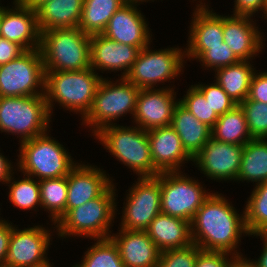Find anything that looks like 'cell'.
Masks as SVG:
<instances>
[{"mask_svg":"<svg viewBox=\"0 0 267 267\" xmlns=\"http://www.w3.org/2000/svg\"><path fill=\"white\" fill-rule=\"evenodd\" d=\"M151 158L160 172L179 171L184 161H193L171 125L147 131Z\"/></svg>","mask_w":267,"mask_h":267,"instance_id":"cell-20","label":"cell"},{"mask_svg":"<svg viewBox=\"0 0 267 267\" xmlns=\"http://www.w3.org/2000/svg\"><path fill=\"white\" fill-rule=\"evenodd\" d=\"M236 180L257 182V185L267 181L266 139H251L244 145Z\"/></svg>","mask_w":267,"mask_h":267,"instance_id":"cell-28","label":"cell"},{"mask_svg":"<svg viewBox=\"0 0 267 267\" xmlns=\"http://www.w3.org/2000/svg\"><path fill=\"white\" fill-rule=\"evenodd\" d=\"M26 176L17 181H12L10 178L7 182L10 184L8 185L10 187L9 200L14 206L24 210L36 208L38 205L41 207L39 181H35L31 176Z\"/></svg>","mask_w":267,"mask_h":267,"instance_id":"cell-34","label":"cell"},{"mask_svg":"<svg viewBox=\"0 0 267 267\" xmlns=\"http://www.w3.org/2000/svg\"><path fill=\"white\" fill-rule=\"evenodd\" d=\"M25 51L21 45L0 36V65L14 60Z\"/></svg>","mask_w":267,"mask_h":267,"instance_id":"cell-43","label":"cell"},{"mask_svg":"<svg viewBox=\"0 0 267 267\" xmlns=\"http://www.w3.org/2000/svg\"><path fill=\"white\" fill-rule=\"evenodd\" d=\"M115 190L112 184L101 196L71 209L56 225L58 236L83 235L96 240L110 238L109 228L117 210Z\"/></svg>","mask_w":267,"mask_h":267,"instance_id":"cell-5","label":"cell"},{"mask_svg":"<svg viewBox=\"0 0 267 267\" xmlns=\"http://www.w3.org/2000/svg\"><path fill=\"white\" fill-rule=\"evenodd\" d=\"M39 85V86H38ZM36 87H41L40 91ZM45 68L39 48L0 65V97L44 95Z\"/></svg>","mask_w":267,"mask_h":267,"instance_id":"cell-9","label":"cell"},{"mask_svg":"<svg viewBox=\"0 0 267 267\" xmlns=\"http://www.w3.org/2000/svg\"><path fill=\"white\" fill-rule=\"evenodd\" d=\"M137 4H123L110 18L102 33L109 39L135 46L140 50L150 44V33L146 19L137 9Z\"/></svg>","mask_w":267,"mask_h":267,"instance_id":"cell-16","label":"cell"},{"mask_svg":"<svg viewBox=\"0 0 267 267\" xmlns=\"http://www.w3.org/2000/svg\"><path fill=\"white\" fill-rule=\"evenodd\" d=\"M180 172L159 173L161 212L191 223L197 210L211 193L206 192L199 182Z\"/></svg>","mask_w":267,"mask_h":267,"instance_id":"cell-10","label":"cell"},{"mask_svg":"<svg viewBox=\"0 0 267 267\" xmlns=\"http://www.w3.org/2000/svg\"><path fill=\"white\" fill-rule=\"evenodd\" d=\"M18 166L24 176L39 180L67 176L76 166L71 156L58 141L47 133L21 143Z\"/></svg>","mask_w":267,"mask_h":267,"instance_id":"cell-7","label":"cell"},{"mask_svg":"<svg viewBox=\"0 0 267 267\" xmlns=\"http://www.w3.org/2000/svg\"><path fill=\"white\" fill-rule=\"evenodd\" d=\"M248 16H223L224 42L239 60H249L261 51L262 35Z\"/></svg>","mask_w":267,"mask_h":267,"instance_id":"cell-23","label":"cell"},{"mask_svg":"<svg viewBox=\"0 0 267 267\" xmlns=\"http://www.w3.org/2000/svg\"><path fill=\"white\" fill-rule=\"evenodd\" d=\"M68 191L65 215L73 208L101 196L112 181L100 168L78 163L67 175Z\"/></svg>","mask_w":267,"mask_h":267,"instance_id":"cell-17","label":"cell"},{"mask_svg":"<svg viewBox=\"0 0 267 267\" xmlns=\"http://www.w3.org/2000/svg\"><path fill=\"white\" fill-rule=\"evenodd\" d=\"M195 87L204 95L212 110L218 115L233 109L236 104L218 83L211 85H195Z\"/></svg>","mask_w":267,"mask_h":267,"instance_id":"cell-39","label":"cell"},{"mask_svg":"<svg viewBox=\"0 0 267 267\" xmlns=\"http://www.w3.org/2000/svg\"><path fill=\"white\" fill-rule=\"evenodd\" d=\"M197 58L203 66L210 69L226 67L240 61L224 41L220 45L207 46Z\"/></svg>","mask_w":267,"mask_h":267,"instance_id":"cell-38","label":"cell"},{"mask_svg":"<svg viewBox=\"0 0 267 267\" xmlns=\"http://www.w3.org/2000/svg\"><path fill=\"white\" fill-rule=\"evenodd\" d=\"M264 241V248L263 252H261L260 258H258V261L254 262L255 267H267V238H263Z\"/></svg>","mask_w":267,"mask_h":267,"instance_id":"cell-48","label":"cell"},{"mask_svg":"<svg viewBox=\"0 0 267 267\" xmlns=\"http://www.w3.org/2000/svg\"><path fill=\"white\" fill-rule=\"evenodd\" d=\"M211 132L213 139L230 144L245 145L253 139L240 105L220 115Z\"/></svg>","mask_w":267,"mask_h":267,"instance_id":"cell-30","label":"cell"},{"mask_svg":"<svg viewBox=\"0 0 267 267\" xmlns=\"http://www.w3.org/2000/svg\"><path fill=\"white\" fill-rule=\"evenodd\" d=\"M234 14L236 16H248L251 17L256 12L262 11L266 17L265 0H235Z\"/></svg>","mask_w":267,"mask_h":267,"instance_id":"cell-42","label":"cell"},{"mask_svg":"<svg viewBox=\"0 0 267 267\" xmlns=\"http://www.w3.org/2000/svg\"><path fill=\"white\" fill-rule=\"evenodd\" d=\"M40 51L45 71H79L90 66V39L81 29L40 32Z\"/></svg>","mask_w":267,"mask_h":267,"instance_id":"cell-3","label":"cell"},{"mask_svg":"<svg viewBox=\"0 0 267 267\" xmlns=\"http://www.w3.org/2000/svg\"><path fill=\"white\" fill-rule=\"evenodd\" d=\"M42 267H52V265H50V263L46 264L45 266Z\"/></svg>","mask_w":267,"mask_h":267,"instance_id":"cell-53","label":"cell"},{"mask_svg":"<svg viewBox=\"0 0 267 267\" xmlns=\"http://www.w3.org/2000/svg\"><path fill=\"white\" fill-rule=\"evenodd\" d=\"M160 252L190 246V222L160 212L145 230Z\"/></svg>","mask_w":267,"mask_h":267,"instance_id":"cell-24","label":"cell"},{"mask_svg":"<svg viewBox=\"0 0 267 267\" xmlns=\"http://www.w3.org/2000/svg\"><path fill=\"white\" fill-rule=\"evenodd\" d=\"M142 48L125 78L139 89H152L159 82L174 79L182 70L185 52L181 48Z\"/></svg>","mask_w":267,"mask_h":267,"instance_id":"cell-11","label":"cell"},{"mask_svg":"<svg viewBox=\"0 0 267 267\" xmlns=\"http://www.w3.org/2000/svg\"><path fill=\"white\" fill-rule=\"evenodd\" d=\"M252 67L250 61L240 60L235 64L215 70L217 72L215 75L216 83L238 105L248 97L251 79L255 69Z\"/></svg>","mask_w":267,"mask_h":267,"instance_id":"cell-27","label":"cell"},{"mask_svg":"<svg viewBox=\"0 0 267 267\" xmlns=\"http://www.w3.org/2000/svg\"><path fill=\"white\" fill-rule=\"evenodd\" d=\"M6 7H1L0 6V26H1V16H2V11L5 9Z\"/></svg>","mask_w":267,"mask_h":267,"instance_id":"cell-51","label":"cell"},{"mask_svg":"<svg viewBox=\"0 0 267 267\" xmlns=\"http://www.w3.org/2000/svg\"><path fill=\"white\" fill-rule=\"evenodd\" d=\"M179 103L190 111L199 121L213 127L219 116L212 110L204 95L195 87L191 86L187 94Z\"/></svg>","mask_w":267,"mask_h":267,"instance_id":"cell-36","label":"cell"},{"mask_svg":"<svg viewBox=\"0 0 267 267\" xmlns=\"http://www.w3.org/2000/svg\"><path fill=\"white\" fill-rule=\"evenodd\" d=\"M83 4L84 0H49L44 3L36 10L39 31L77 28Z\"/></svg>","mask_w":267,"mask_h":267,"instance_id":"cell-25","label":"cell"},{"mask_svg":"<svg viewBox=\"0 0 267 267\" xmlns=\"http://www.w3.org/2000/svg\"><path fill=\"white\" fill-rule=\"evenodd\" d=\"M91 67L79 71H45V100L52 115L53 101L85 117L103 78ZM53 100V101H52Z\"/></svg>","mask_w":267,"mask_h":267,"instance_id":"cell-2","label":"cell"},{"mask_svg":"<svg viewBox=\"0 0 267 267\" xmlns=\"http://www.w3.org/2000/svg\"><path fill=\"white\" fill-rule=\"evenodd\" d=\"M171 126L183 144L185 151L194 158L212 137V128L199 121L190 111L178 103L174 109Z\"/></svg>","mask_w":267,"mask_h":267,"instance_id":"cell-26","label":"cell"},{"mask_svg":"<svg viewBox=\"0 0 267 267\" xmlns=\"http://www.w3.org/2000/svg\"><path fill=\"white\" fill-rule=\"evenodd\" d=\"M119 231L110 238L118 247L124 267H157L160 251L146 231Z\"/></svg>","mask_w":267,"mask_h":267,"instance_id":"cell-21","label":"cell"},{"mask_svg":"<svg viewBox=\"0 0 267 267\" xmlns=\"http://www.w3.org/2000/svg\"><path fill=\"white\" fill-rule=\"evenodd\" d=\"M175 95L173 88L140 89L134 122L145 131L171 125L174 109L179 103Z\"/></svg>","mask_w":267,"mask_h":267,"instance_id":"cell-15","label":"cell"},{"mask_svg":"<svg viewBox=\"0 0 267 267\" xmlns=\"http://www.w3.org/2000/svg\"><path fill=\"white\" fill-rule=\"evenodd\" d=\"M119 83L117 84V81L112 83L105 78L100 82L92 106L82 118L84 124L91 126L93 135L103 127L111 125L112 120H117L125 113L130 112L134 116L140 89L125 77H121Z\"/></svg>","mask_w":267,"mask_h":267,"instance_id":"cell-8","label":"cell"},{"mask_svg":"<svg viewBox=\"0 0 267 267\" xmlns=\"http://www.w3.org/2000/svg\"><path fill=\"white\" fill-rule=\"evenodd\" d=\"M220 194L211 193L197 210L191 226L192 242L203 251L232 253L239 256L236 246L242 233L248 234L245 225V211L239 216Z\"/></svg>","mask_w":267,"mask_h":267,"instance_id":"cell-1","label":"cell"},{"mask_svg":"<svg viewBox=\"0 0 267 267\" xmlns=\"http://www.w3.org/2000/svg\"><path fill=\"white\" fill-rule=\"evenodd\" d=\"M6 157L2 156V154L0 153V182H5L7 184V182L10 180V178H12L11 176V162H9L7 160Z\"/></svg>","mask_w":267,"mask_h":267,"instance_id":"cell-45","label":"cell"},{"mask_svg":"<svg viewBox=\"0 0 267 267\" xmlns=\"http://www.w3.org/2000/svg\"><path fill=\"white\" fill-rule=\"evenodd\" d=\"M104 148L109 150L125 166L142 177H155L160 172L154 167L147 131L139 126L113 125L103 127L95 134Z\"/></svg>","mask_w":267,"mask_h":267,"instance_id":"cell-4","label":"cell"},{"mask_svg":"<svg viewBox=\"0 0 267 267\" xmlns=\"http://www.w3.org/2000/svg\"><path fill=\"white\" fill-rule=\"evenodd\" d=\"M124 0H84L78 28L85 34H102Z\"/></svg>","mask_w":267,"mask_h":267,"instance_id":"cell-29","label":"cell"},{"mask_svg":"<svg viewBox=\"0 0 267 267\" xmlns=\"http://www.w3.org/2000/svg\"><path fill=\"white\" fill-rule=\"evenodd\" d=\"M144 1H147V0H124L125 3H131V4H136V3H140Z\"/></svg>","mask_w":267,"mask_h":267,"instance_id":"cell-50","label":"cell"},{"mask_svg":"<svg viewBox=\"0 0 267 267\" xmlns=\"http://www.w3.org/2000/svg\"><path fill=\"white\" fill-rule=\"evenodd\" d=\"M200 247L194 243L190 246L160 252L157 267H195Z\"/></svg>","mask_w":267,"mask_h":267,"instance_id":"cell-37","label":"cell"},{"mask_svg":"<svg viewBox=\"0 0 267 267\" xmlns=\"http://www.w3.org/2000/svg\"><path fill=\"white\" fill-rule=\"evenodd\" d=\"M41 226L18 230L12 227L6 267H42L49 263L45 254L50 245V234Z\"/></svg>","mask_w":267,"mask_h":267,"instance_id":"cell-13","label":"cell"},{"mask_svg":"<svg viewBox=\"0 0 267 267\" xmlns=\"http://www.w3.org/2000/svg\"><path fill=\"white\" fill-rule=\"evenodd\" d=\"M140 49L116 42L103 34L91 35L90 39V66L97 70L122 71L125 77L136 61Z\"/></svg>","mask_w":267,"mask_h":267,"instance_id":"cell-18","label":"cell"},{"mask_svg":"<svg viewBox=\"0 0 267 267\" xmlns=\"http://www.w3.org/2000/svg\"><path fill=\"white\" fill-rule=\"evenodd\" d=\"M260 236V238L261 237H263V238H267V224L258 232V233H256V234H254L253 236Z\"/></svg>","mask_w":267,"mask_h":267,"instance_id":"cell-49","label":"cell"},{"mask_svg":"<svg viewBox=\"0 0 267 267\" xmlns=\"http://www.w3.org/2000/svg\"><path fill=\"white\" fill-rule=\"evenodd\" d=\"M265 6H266V20H267V0H265Z\"/></svg>","mask_w":267,"mask_h":267,"instance_id":"cell-52","label":"cell"},{"mask_svg":"<svg viewBox=\"0 0 267 267\" xmlns=\"http://www.w3.org/2000/svg\"><path fill=\"white\" fill-rule=\"evenodd\" d=\"M190 26L189 47L185 56L194 59L207 49V46L220 45L223 41V15L210 11L206 5L198 4Z\"/></svg>","mask_w":267,"mask_h":267,"instance_id":"cell-22","label":"cell"},{"mask_svg":"<svg viewBox=\"0 0 267 267\" xmlns=\"http://www.w3.org/2000/svg\"><path fill=\"white\" fill-rule=\"evenodd\" d=\"M14 9H4L1 16L0 36L21 45L25 50L40 48L41 33L35 10L14 0Z\"/></svg>","mask_w":267,"mask_h":267,"instance_id":"cell-19","label":"cell"},{"mask_svg":"<svg viewBox=\"0 0 267 267\" xmlns=\"http://www.w3.org/2000/svg\"><path fill=\"white\" fill-rule=\"evenodd\" d=\"M12 227L7 221L0 220V267L5 266Z\"/></svg>","mask_w":267,"mask_h":267,"instance_id":"cell-44","label":"cell"},{"mask_svg":"<svg viewBox=\"0 0 267 267\" xmlns=\"http://www.w3.org/2000/svg\"><path fill=\"white\" fill-rule=\"evenodd\" d=\"M17 1L22 6L36 11L40 6H42L44 3L48 2L49 0H17Z\"/></svg>","mask_w":267,"mask_h":267,"instance_id":"cell-47","label":"cell"},{"mask_svg":"<svg viewBox=\"0 0 267 267\" xmlns=\"http://www.w3.org/2000/svg\"><path fill=\"white\" fill-rule=\"evenodd\" d=\"M243 148L244 145L225 143L211 137L193 158V162L211 179L236 180Z\"/></svg>","mask_w":267,"mask_h":267,"instance_id":"cell-14","label":"cell"},{"mask_svg":"<svg viewBox=\"0 0 267 267\" xmlns=\"http://www.w3.org/2000/svg\"><path fill=\"white\" fill-rule=\"evenodd\" d=\"M89 249L81 264L73 267H124L118 247L111 238L98 239Z\"/></svg>","mask_w":267,"mask_h":267,"instance_id":"cell-33","label":"cell"},{"mask_svg":"<svg viewBox=\"0 0 267 267\" xmlns=\"http://www.w3.org/2000/svg\"><path fill=\"white\" fill-rule=\"evenodd\" d=\"M121 218V229L145 231L161 212V184L155 177L138 178L129 189Z\"/></svg>","mask_w":267,"mask_h":267,"instance_id":"cell-12","label":"cell"},{"mask_svg":"<svg viewBox=\"0 0 267 267\" xmlns=\"http://www.w3.org/2000/svg\"><path fill=\"white\" fill-rule=\"evenodd\" d=\"M41 207L51 212L53 224L65 216L68 183L67 176L39 180Z\"/></svg>","mask_w":267,"mask_h":267,"instance_id":"cell-31","label":"cell"},{"mask_svg":"<svg viewBox=\"0 0 267 267\" xmlns=\"http://www.w3.org/2000/svg\"><path fill=\"white\" fill-rule=\"evenodd\" d=\"M244 112L249 133L253 139L267 138V103L248 98L239 104Z\"/></svg>","mask_w":267,"mask_h":267,"instance_id":"cell-35","label":"cell"},{"mask_svg":"<svg viewBox=\"0 0 267 267\" xmlns=\"http://www.w3.org/2000/svg\"><path fill=\"white\" fill-rule=\"evenodd\" d=\"M50 119L45 95L0 97V130L20 134L21 143L46 133Z\"/></svg>","mask_w":267,"mask_h":267,"instance_id":"cell-6","label":"cell"},{"mask_svg":"<svg viewBox=\"0 0 267 267\" xmlns=\"http://www.w3.org/2000/svg\"><path fill=\"white\" fill-rule=\"evenodd\" d=\"M254 72L249 88L248 99L251 101L267 103V72Z\"/></svg>","mask_w":267,"mask_h":267,"instance_id":"cell-40","label":"cell"},{"mask_svg":"<svg viewBox=\"0 0 267 267\" xmlns=\"http://www.w3.org/2000/svg\"><path fill=\"white\" fill-rule=\"evenodd\" d=\"M229 253L216 251H203L197 254L195 267H226L228 264L227 256Z\"/></svg>","mask_w":267,"mask_h":267,"instance_id":"cell-41","label":"cell"},{"mask_svg":"<svg viewBox=\"0 0 267 267\" xmlns=\"http://www.w3.org/2000/svg\"><path fill=\"white\" fill-rule=\"evenodd\" d=\"M267 224V181L256 185L245 207V225L249 235Z\"/></svg>","mask_w":267,"mask_h":267,"instance_id":"cell-32","label":"cell"},{"mask_svg":"<svg viewBox=\"0 0 267 267\" xmlns=\"http://www.w3.org/2000/svg\"><path fill=\"white\" fill-rule=\"evenodd\" d=\"M226 267H255L254 261L250 262L246 258H243L240 254L239 256H232Z\"/></svg>","mask_w":267,"mask_h":267,"instance_id":"cell-46","label":"cell"}]
</instances>
